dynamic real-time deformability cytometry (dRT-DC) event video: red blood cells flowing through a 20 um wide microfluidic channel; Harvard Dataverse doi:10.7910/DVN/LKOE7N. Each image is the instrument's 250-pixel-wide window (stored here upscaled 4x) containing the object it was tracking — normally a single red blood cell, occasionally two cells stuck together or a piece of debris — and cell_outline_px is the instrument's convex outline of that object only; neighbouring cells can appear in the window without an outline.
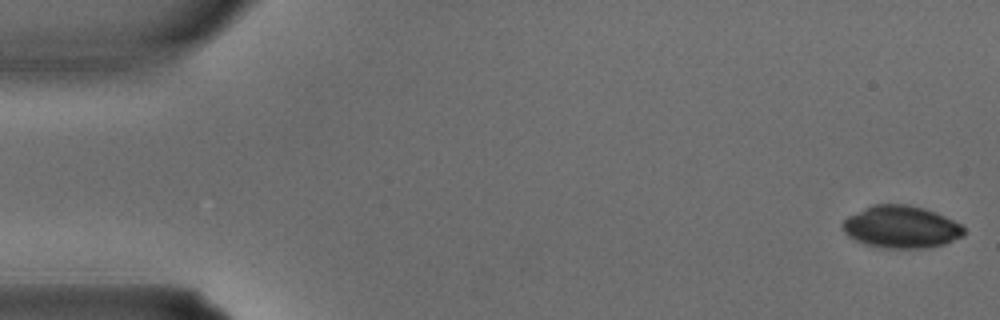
{"species": "common noctule bat (a hibernating species)", "species_latin": "Nyctalus noctula", "temperature_condition": "warm", "stored_images_in_passage": 3, "camera_frame_rate_fps": 3000, "um_per_image_px": 0.085, "animal": {"sex": "male", "body_mass_g": 15.6}, "frame": {"image": 1, "passage_image": 1, "time_ms": 0.0, "image_size_px": [1000, 320], "cell_outline_px": [[964, 236], [944, 244], [928, 248], [884, 248], [864, 244], [848, 236], [844, 232], [840, 224], [848, 216], [872, 204], [908, 204], [924, 208], [936, 212], [960, 224], [964, 228]], "centroid_in_image_um": [76.58, 19.29], "position_along_channel_um": 8.4, "area_um2": 30.06}}
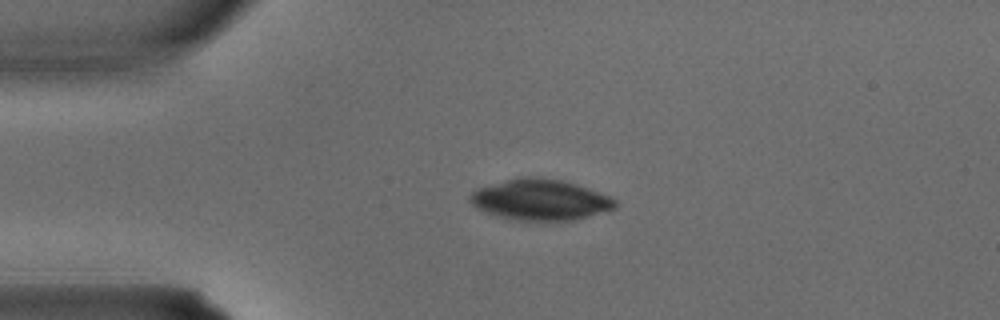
{"frame": {"image": 2, "passage_image": 3, "time_ms": 0.667, "image_size_px": [1000, 320], "cell_outline_px": [[620, 204], [616, 208], [588, 216], [572, 220], [516, 220], [484, 212], [472, 204], [468, 200], [468, 196], [476, 188], [516, 176], [540, 176], [560, 180], [576, 184], [588, 188], [608, 196], [616, 200]], "centroid_in_image_um": [45.89, 16.95], "position_along_channel_um": 39.1, "area_um2": 34.74}}